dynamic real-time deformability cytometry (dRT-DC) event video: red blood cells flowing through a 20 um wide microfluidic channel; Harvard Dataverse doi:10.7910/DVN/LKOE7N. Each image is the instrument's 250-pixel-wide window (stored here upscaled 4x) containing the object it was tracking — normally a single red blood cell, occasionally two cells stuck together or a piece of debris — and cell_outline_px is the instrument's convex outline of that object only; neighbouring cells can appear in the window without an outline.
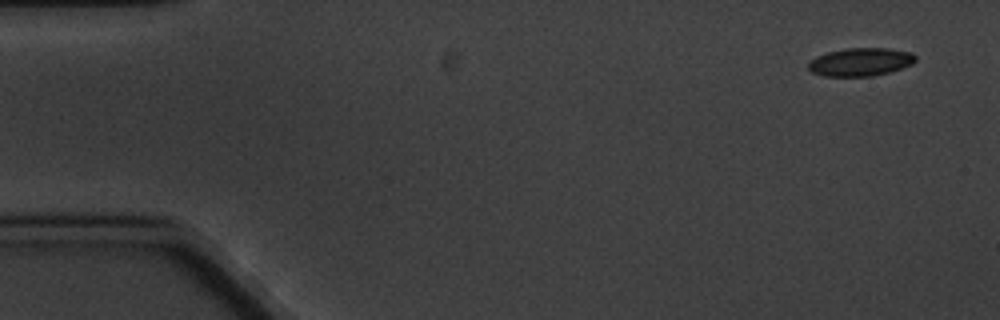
{"species": "common noctule bat (a hibernating species)", "species_latin": "Nyctalus noctula", "temperature_condition": "cold", "stored_images_in_passage": 6, "segment_of_instrument_passage": [2, 2], "camera_frame_rate_fps": 3000, "um_per_image_px": 0.085, "animal": {"sex": "male", "body_mass_g": 20.1, "forearm_length_mm": 53.5}, "frame": {"image": 1, "passage_image": 6, "time_ms": 6.667, "image_size_px": [1000, 320], "cell_outline_px": [[916, 60], [912, 64], [888, 72], [872, 76], [824, 76], [812, 72], [808, 68], [808, 60], [816, 56], [828, 52], [848, 48], [888, 48], [912, 52], [916, 56]], "centroid_in_image_um": [73.13, 5.26], "position_along_channel_um": 11.9, "area_um2": 17.57}}